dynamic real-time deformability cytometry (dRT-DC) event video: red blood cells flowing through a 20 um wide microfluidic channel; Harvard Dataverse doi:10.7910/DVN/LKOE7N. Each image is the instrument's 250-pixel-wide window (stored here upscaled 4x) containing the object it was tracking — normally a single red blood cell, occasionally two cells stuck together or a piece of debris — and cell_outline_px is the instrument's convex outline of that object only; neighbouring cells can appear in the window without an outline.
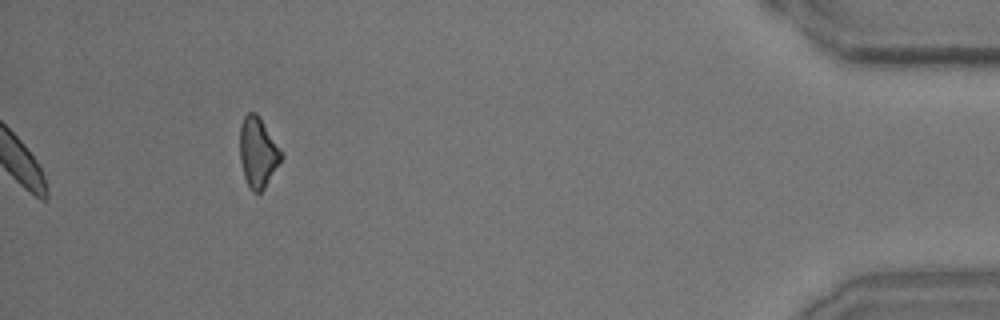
{"species": "common noctule bat (a hibernating species)", "species_latin": "Nyctalus noctula", "temperature_condition": "room temperature", "stored_images_in_passage": 44, "camera_frame_rate_fps": 3000, "um_per_image_px": 0.085, "animal": {"sex": "male", "body_mass_g": 15.6}, "frame": {"image": 1, "passage_image": 44, "time_ms": 14.333, "image_size_px": [1000, 320], "cell_outline_px": [[284, 156], [264, 188], [260, 192], [252, 192], [244, 176], [240, 160], [240, 124], [244, 116], [248, 112], [256, 112], [260, 116], [284, 152]], "centroid_in_image_um": [21.94, 12.9], "position_along_channel_um": 413.3, "area_um2": 17.17}}